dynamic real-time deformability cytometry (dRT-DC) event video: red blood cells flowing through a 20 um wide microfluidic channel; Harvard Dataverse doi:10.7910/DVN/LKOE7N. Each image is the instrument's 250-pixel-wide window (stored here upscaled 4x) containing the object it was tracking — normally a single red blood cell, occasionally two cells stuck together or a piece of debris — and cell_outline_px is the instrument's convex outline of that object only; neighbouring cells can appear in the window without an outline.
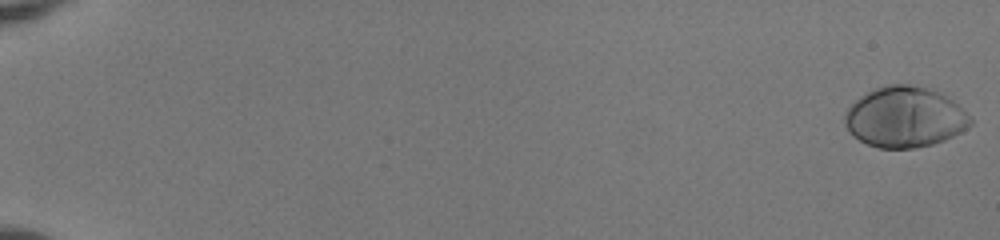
{"species": "human", "species_latin": "Homo sapiens", "temperature_condition": "room temperature", "stored_images_in_passage": 54, "camera_frame_rate_fps": 3000, "um_per_image_px": 0.085, "donor": {"sex": "female"}, "frame": {"image": 1, "passage_image": 1, "time_ms": 0.0, "image_size_px": [1000, 240], "cell_outline_px": [[972, 124], [960, 132], [944, 140], [932, 144], [912, 148], [880, 148], [868, 144], [852, 136], [848, 132], [844, 124], [844, 116], [848, 108], [860, 96], [872, 88], [888, 84], [908, 84], [940, 92], [952, 100], [972, 116]], "centroid_in_image_um": [76.89, 9.95], "position_along_channel_um": 8.1, "area_um2": 44.45}}
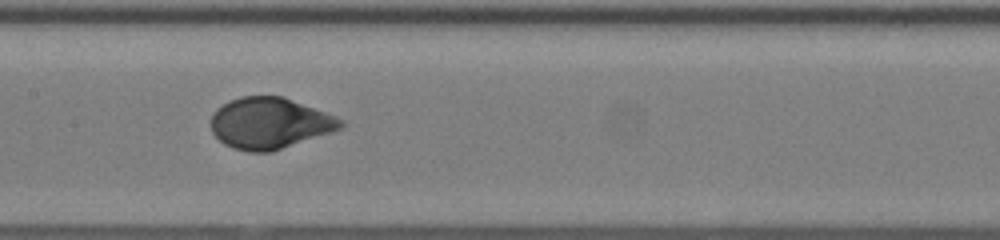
{"frame": {"image": 2, "passage_image": 30, "time_ms": 9.667, "image_size_px": [1000, 240], "cell_outline_px": [[344, 128], [272, 152], [248, 152], [232, 148], [224, 144], [212, 132], [212, 116], [216, 108], [228, 100], [240, 96], [280, 96], [324, 112], [344, 120]], "centroid_in_image_um": [22.91, 10.48], "position_along_channel_um": 184.5, "area_um2": 38.61}}
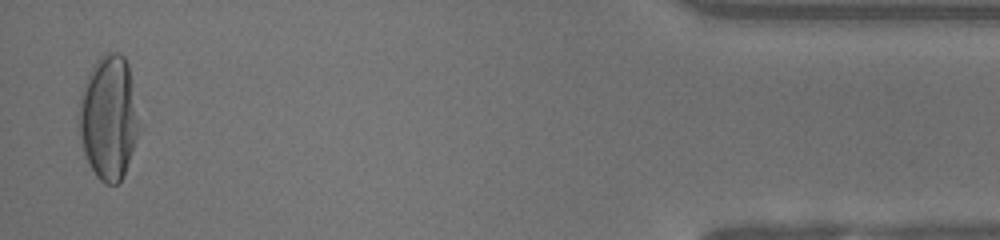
{"frame": {"image": 3, "passage_image": 53, "time_ms": 17.333, "image_size_px": [1000, 240], "cell_outline_px": [[136, 140], [124, 176], [116, 184], [104, 184], [96, 176], [84, 152], [80, 136], [80, 92], [88, 72], [96, 60], [104, 52], [116, 52], [124, 56], [128, 64], [136, 124]], "centroid_in_image_um": [9.18, 9.99], "position_along_channel_um": 426.0, "area_um2": 42.25}, "authors_computed_cell_mechanics": {"area_um2": 39.7086, "velocity_mm_per_s": 4.0126, "shape_relaxation_time_tau1_ms": 2.8456, "shape_relaxation_time_tau2_ms": null, "deformation_change_tau1": 0.2031, "deformation_change_tau2": null}}